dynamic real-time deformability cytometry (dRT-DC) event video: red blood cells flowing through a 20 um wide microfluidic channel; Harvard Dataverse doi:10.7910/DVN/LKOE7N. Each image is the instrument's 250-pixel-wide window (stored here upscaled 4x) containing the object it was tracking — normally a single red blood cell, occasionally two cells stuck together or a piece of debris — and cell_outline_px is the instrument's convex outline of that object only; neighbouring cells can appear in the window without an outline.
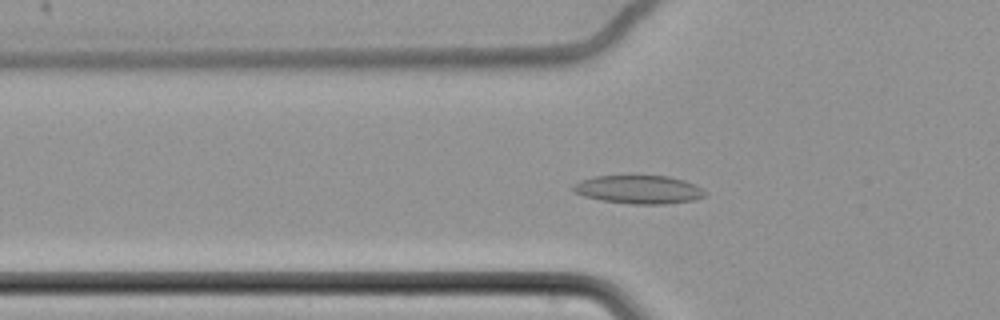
{"species": "common noctule bat (a hibernating species)", "species_latin": "Nyctalus noctula", "temperature_condition": "cold", "stored_images_in_passage": 66, "camera_frame_rate_fps": 3000, "um_per_image_px": 0.085, "animal": {"sex": "female", "body_mass_g": 22.7, "forearm_length_mm": 54.2}, "frame": {"image": 1, "passage_image": 26, "time_ms": 8.333, "image_size_px": [1000, 320], "cell_outline_px": [[704, 196], [692, 200], [664, 204], [632, 204], [600, 200], [584, 196], [572, 192], [572, 184], [580, 180], [592, 176], [668, 176], [684, 180], [696, 184], [704, 192]], "centroid_in_image_um": [54.23, 16.1], "position_along_channel_um": 71.6, "area_um2": 21.79}}
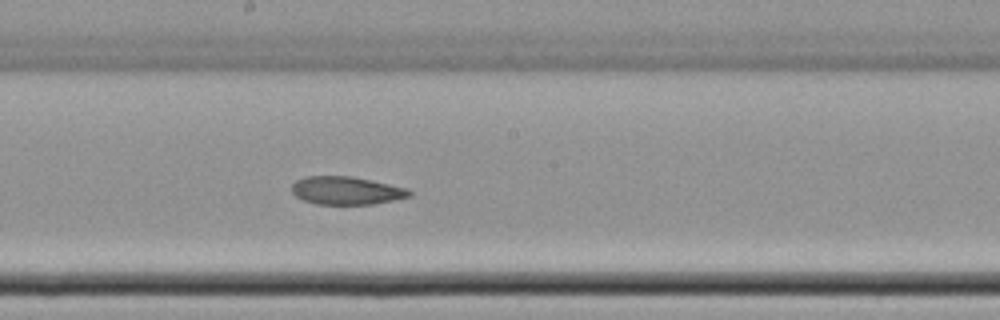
{"frame": {"image": 2, "passage_image": 39, "time_ms": 12.667, "image_size_px": [1000, 320], "cell_outline_px": [[412, 196], [372, 204], [316, 204], [304, 200], [296, 196], [292, 192], [292, 184], [296, 180], [304, 176], [352, 176], [408, 188], [412, 192]], "centroid_in_image_um": [29.44, 16.19], "position_along_channel_um": 218.8, "area_um2": 19.19}}
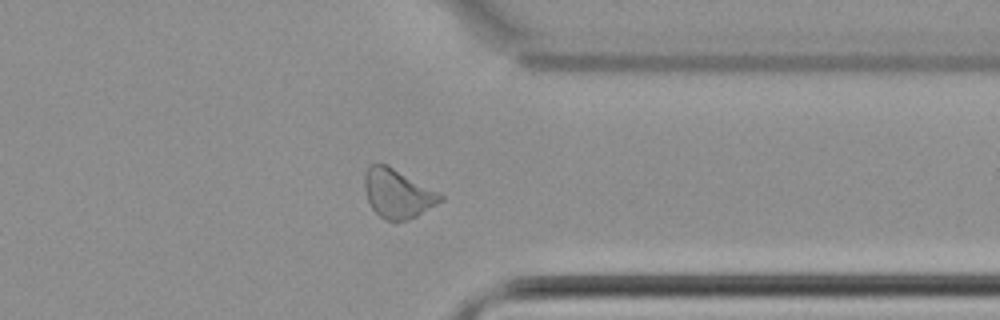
{"frame": {"image": 3, "passage_image": 53, "time_ms": 17.333, "image_size_px": [1000, 320], "cell_outline_px": [[444, 200], [416, 216], [408, 220], [396, 224], [384, 220], [372, 208], [368, 200], [364, 188], [364, 172], [372, 164], [388, 164], [440, 192], [444, 196]], "centroid_in_image_um": [33.81, 16.47], "position_along_channel_um": 377.6, "area_um2": 22.08}}